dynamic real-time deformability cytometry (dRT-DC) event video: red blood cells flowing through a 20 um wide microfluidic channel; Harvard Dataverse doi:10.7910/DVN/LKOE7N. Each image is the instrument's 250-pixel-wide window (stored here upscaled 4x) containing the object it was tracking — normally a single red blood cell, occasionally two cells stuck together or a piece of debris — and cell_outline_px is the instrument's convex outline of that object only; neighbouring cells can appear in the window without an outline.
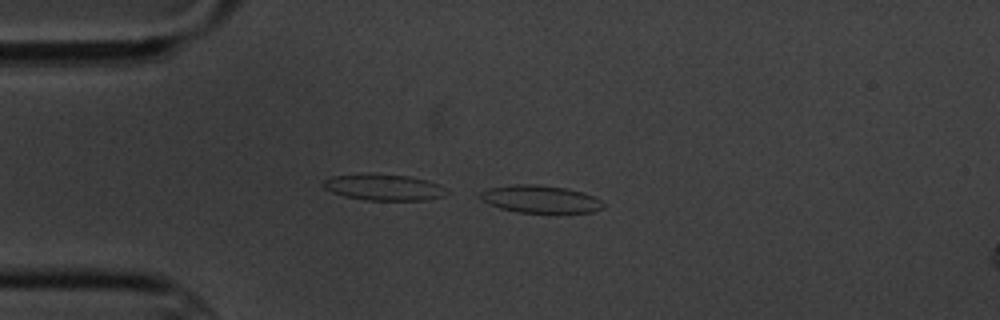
{"species": "common noctule bat (a hibernating species)", "species_latin": "Nyctalus noctula", "temperature_condition": "cold", "stored_images_in_passage": 4, "camera_frame_rate_fps": 3000, "um_per_image_px": 0.085, "animal": {"sex": "male", "body_mass_g": 20.1, "forearm_length_mm": 53.5}, "frame": {"image": 1, "passage_image": 3, "time_ms": 3.333, "image_size_px": [1000, 320], "cell_outline_px": [[604, 208], [592, 212], [516, 212], [500, 208], [488, 204], [476, 196], [480, 192], [488, 188], [512, 184], [536, 184], [568, 188], [584, 192], [596, 196], [604, 204]], "centroid_in_image_um": [45.91, 16.91], "position_along_channel_um": 39.1, "area_um2": 20.0}}